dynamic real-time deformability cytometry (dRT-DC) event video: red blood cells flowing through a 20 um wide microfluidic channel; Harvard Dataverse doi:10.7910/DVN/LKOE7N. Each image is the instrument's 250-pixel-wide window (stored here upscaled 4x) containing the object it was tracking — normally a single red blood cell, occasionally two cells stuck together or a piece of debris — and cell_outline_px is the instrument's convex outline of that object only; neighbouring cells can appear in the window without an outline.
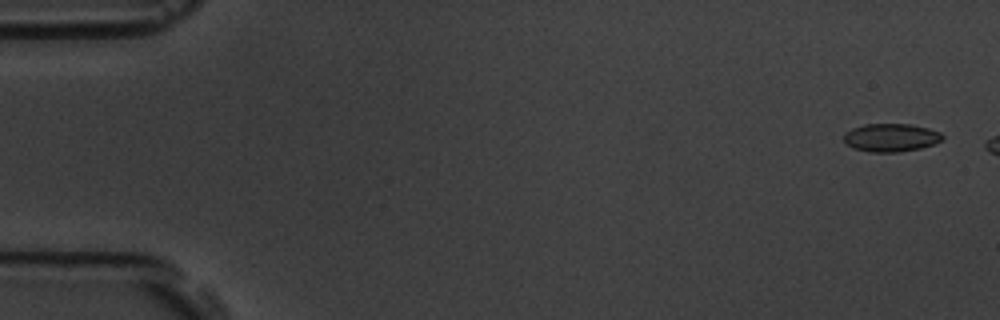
{"species": "common noctule bat (a hibernating species)", "species_latin": "Nyctalus noctula", "temperature_condition": "room temperature", "stored_images_in_passage": 2, "camera_frame_rate_fps": 3000, "um_per_image_px": 0.085, "animal": {"sex": "male", "body_mass_g": 19.5, "forearm_length_mm": 54.6}, "frame": {"image": 1, "passage_image": 1, "time_ms": 0.0, "image_size_px": [1000, 320], "cell_outline_px": [[944, 140], [920, 148], [900, 152], [868, 152], [852, 148], [844, 140], [844, 132], [852, 128], [864, 124], [912, 124], [928, 128], [940, 132], [944, 136]], "centroid_in_image_um": [75.73, 11.69], "position_along_channel_um": 9.3, "area_um2": 16.3}}